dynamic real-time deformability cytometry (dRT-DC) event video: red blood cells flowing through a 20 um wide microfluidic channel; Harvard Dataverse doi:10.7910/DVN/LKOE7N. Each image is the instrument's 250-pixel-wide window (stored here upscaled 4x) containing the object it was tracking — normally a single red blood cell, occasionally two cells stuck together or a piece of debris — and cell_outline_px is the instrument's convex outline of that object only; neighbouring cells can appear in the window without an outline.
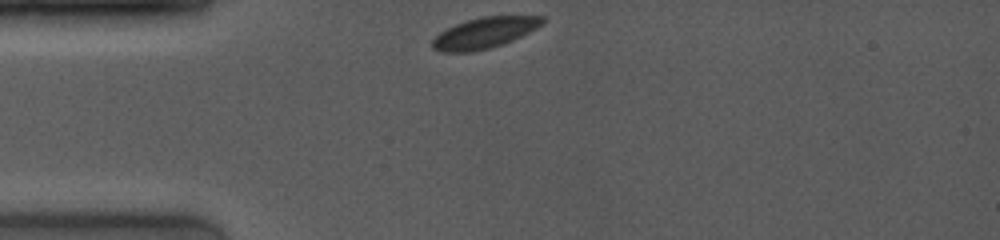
{"species": "common noctule bat (a hibernating species)", "species_latin": "Nyctalus noctula", "temperature_condition": "room temperature", "stored_images_in_passage": 42, "camera_frame_rate_fps": 4000, "um_per_image_px": 0.085, "animal": {"sex": "female", "body_mass_g": 19.0, "forearm_length_mm": 53.3}, "frame": {"image": 1, "passage_image": 1, "time_ms": 0.0, "image_size_px": [1000, 240], "cell_outline_px": [[544, 24], [504, 44], [472, 52], [440, 52], [432, 48], [432, 40], [440, 32], [456, 24], [468, 20], [484, 16], [544, 16]], "centroid_in_image_um": [41.17, 2.8], "position_along_channel_um": 43.8, "area_um2": 19.59}}
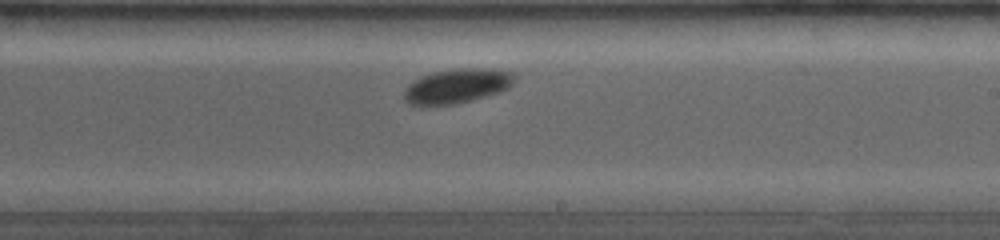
{"frame": {"image": 2, "passage_image": 24, "time_ms": 5.75, "image_size_px": [1000, 240], "cell_outline_px": [[516, 76], [512, 84], [508, 88], [484, 96], [456, 104], [408, 104], [404, 100], [404, 92], [408, 84], [432, 72], [460, 68], [480, 68], [512, 72]], "centroid_in_image_um": [38.84, 7.3], "position_along_channel_um": 250.2, "area_um2": 21.62}}
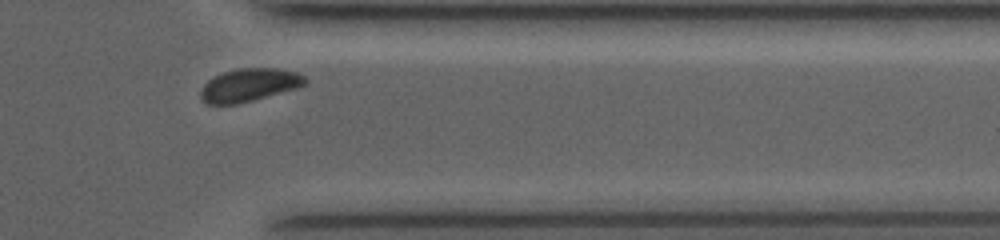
{"frame": {"image": 3, "passage_image": 38, "time_ms": 9.25, "image_size_px": [1000, 240], "cell_outline_px": [[308, 80], [304, 84], [296, 88], [252, 100], [236, 104], [208, 104], [200, 96], [200, 92], [204, 84], [208, 80], [224, 72], [236, 68], [276, 68], [296, 72], [304, 76]], "centroid_in_image_um": [21.18, 7.21], "position_along_channel_um": 390.2, "area_um2": 19.77}, "authors_computed_cell_mechanics": {"area_um2": 20.7791, "velocity_mm_per_s": 3.9557, "shape_relaxation_time_tau1_ms": 5.3897, "shape_relaxation_time_tau2_ms": null, "deformation_change_tau1": 0.0959, "deformation_change_tau2": null}}